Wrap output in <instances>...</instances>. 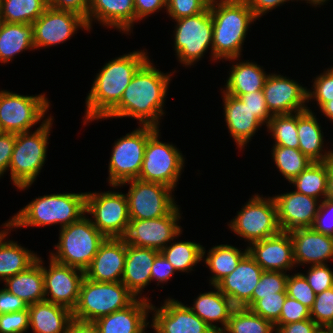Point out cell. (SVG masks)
I'll return each instance as SVG.
<instances>
[{
    "mask_svg": "<svg viewBox=\"0 0 333 333\" xmlns=\"http://www.w3.org/2000/svg\"><path fill=\"white\" fill-rule=\"evenodd\" d=\"M169 73L159 71L148 59L134 74L120 102L103 119L131 117L140 126L160 128L168 86L175 71Z\"/></svg>",
    "mask_w": 333,
    "mask_h": 333,
    "instance_id": "obj_1",
    "label": "cell"
},
{
    "mask_svg": "<svg viewBox=\"0 0 333 333\" xmlns=\"http://www.w3.org/2000/svg\"><path fill=\"white\" fill-rule=\"evenodd\" d=\"M149 59L144 50L108 61L97 73L86 98L83 125L102 120L121 100L137 70Z\"/></svg>",
    "mask_w": 333,
    "mask_h": 333,
    "instance_id": "obj_2",
    "label": "cell"
},
{
    "mask_svg": "<svg viewBox=\"0 0 333 333\" xmlns=\"http://www.w3.org/2000/svg\"><path fill=\"white\" fill-rule=\"evenodd\" d=\"M213 57L216 61L241 57L251 24L259 20L245 0H212Z\"/></svg>",
    "mask_w": 333,
    "mask_h": 333,
    "instance_id": "obj_3",
    "label": "cell"
},
{
    "mask_svg": "<svg viewBox=\"0 0 333 333\" xmlns=\"http://www.w3.org/2000/svg\"><path fill=\"white\" fill-rule=\"evenodd\" d=\"M86 212L85 193H54L36 197L9 220L12 229L60 225L80 220Z\"/></svg>",
    "mask_w": 333,
    "mask_h": 333,
    "instance_id": "obj_4",
    "label": "cell"
},
{
    "mask_svg": "<svg viewBox=\"0 0 333 333\" xmlns=\"http://www.w3.org/2000/svg\"><path fill=\"white\" fill-rule=\"evenodd\" d=\"M52 116H45L35 131L16 133L14 150L8 170L17 190L29 189L34 183L47 157L48 140L53 124Z\"/></svg>",
    "mask_w": 333,
    "mask_h": 333,
    "instance_id": "obj_5",
    "label": "cell"
},
{
    "mask_svg": "<svg viewBox=\"0 0 333 333\" xmlns=\"http://www.w3.org/2000/svg\"><path fill=\"white\" fill-rule=\"evenodd\" d=\"M88 217L85 214L80 220L60 228L58 243L54 245L56 252L50 253L52 259L83 271L90 266L106 237Z\"/></svg>",
    "mask_w": 333,
    "mask_h": 333,
    "instance_id": "obj_6",
    "label": "cell"
},
{
    "mask_svg": "<svg viewBox=\"0 0 333 333\" xmlns=\"http://www.w3.org/2000/svg\"><path fill=\"white\" fill-rule=\"evenodd\" d=\"M136 297L122 282H97L84 277L73 318L95 322L129 306Z\"/></svg>",
    "mask_w": 333,
    "mask_h": 333,
    "instance_id": "obj_7",
    "label": "cell"
},
{
    "mask_svg": "<svg viewBox=\"0 0 333 333\" xmlns=\"http://www.w3.org/2000/svg\"><path fill=\"white\" fill-rule=\"evenodd\" d=\"M174 50L178 62L191 66L202 60L210 47L213 57V18L210 7L204 12L175 20Z\"/></svg>",
    "mask_w": 333,
    "mask_h": 333,
    "instance_id": "obj_8",
    "label": "cell"
},
{
    "mask_svg": "<svg viewBox=\"0 0 333 333\" xmlns=\"http://www.w3.org/2000/svg\"><path fill=\"white\" fill-rule=\"evenodd\" d=\"M138 127L114 142L108 165L107 181L110 186H119L139 177L147 140L158 128Z\"/></svg>",
    "mask_w": 333,
    "mask_h": 333,
    "instance_id": "obj_9",
    "label": "cell"
},
{
    "mask_svg": "<svg viewBox=\"0 0 333 333\" xmlns=\"http://www.w3.org/2000/svg\"><path fill=\"white\" fill-rule=\"evenodd\" d=\"M229 228L236 235L252 244L278 234L281 229L273 197L255 193L232 219Z\"/></svg>",
    "mask_w": 333,
    "mask_h": 333,
    "instance_id": "obj_10",
    "label": "cell"
},
{
    "mask_svg": "<svg viewBox=\"0 0 333 333\" xmlns=\"http://www.w3.org/2000/svg\"><path fill=\"white\" fill-rule=\"evenodd\" d=\"M159 131L158 128L147 140L141 172L137 179L161 183L174 190L186 158L174 144L160 141Z\"/></svg>",
    "mask_w": 333,
    "mask_h": 333,
    "instance_id": "obj_11",
    "label": "cell"
},
{
    "mask_svg": "<svg viewBox=\"0 0 333 333\" xmlns=\"http://www.w3.org/2000/svg\"><path fill=\"white\" fill-rule=\"evenodd\" d=\"M85 214L106 238H124L128 231V200L122 192H86Z\"/></svg>",
    "mask_w": 333,
    "mask_h": 333,
    "instance_id": "obj_12",
    "label": "cell"
},
{
    "mask_svg": "<svg viewBox=\"0 0 333 333\" xmlns=\"http://www.w3.org/2000/svg\"><path fill=\"white\" fill-rule=\"evenodd\" d=\"M45 93L20 95L7 90L0 91V128L2 132H29L44 119L50 108Z\"/></svg>",
    "mask_w": 333,
    "mask_h": 333,
    "instance_id": "obj_13",
    "label": "cell"
},
{
    "mask_svg": "<svg viewBox=\"0 0 333 333\" xmlns=\"http://www.w3.org/2000/svg\"><path fill=\"white\" fill-rule=\"evenodd\" d=\"M126 184H130L126 193L130 219L163 217L177 205L172 194L175 190L164 184L133 179L112 187L117 189Z\"/></svg>",
    "mask_w": 333,
    "mask_h": 333,
    "instance_id": "obj_14",
    "label": "cell"
},
{
    "mask_svg": "<svg viewBox=\"0 0 333 333\" xmlns=\"http://www.w3.org/2000/svg\"><path fill=\"white\" fill-rule=\"evenodd\" d=\"M178 206L176 205L163 217L147 220L130 219L128 231L124 237L126 243L161 251L174 241V238L177 239L182 234L183 230L179 224L182 214Z\"/></svg>",
    "mask_w": 333,
    "mask_h": 333,
    "instance_id": "obj_15",
    "label": "cell"
},
{
    "mask_svg": "<svg viewBox=\"0 0 333 333\" xmlns=\"http://www.w3.org/2000/svg\"><path fill=\"white\" fill-rule=\"evenodd\" d=\"M34 48H48L71 39L78 29L89 30L86 20L73 12L47 7L43 14L32 23Z\"/></svg>",
    "mask_w": 333,
    "mask_h": 333,
    "instance_id": "obj_16",
    "label": "cell"
},
{
    "mask_svg": "<svg viewBox=\"0 0 333 333\" xmlns=\"http://www.w3.org/2000/svg\"><path fill=\"white\" fill-rule=\"evenodd\" d=\"M49 258V266H43L45 300L73 311L79 300L85 271Z\"/></svg>",
    "mask_w": 333,
    "mask_h": 333,
    "instance_id": "obj_17",
    "label": "cell"
},
{
    "mask_svg": "<svg viewBox=\"0 0 333 333\" xmlns=\"http://www.w3.org/2000/svg\"><path fill=\"white\" fill-rule=\"evenodd\" d=\"M160 308L151 304L152 323L156 333H216L189 307L173 298L164 300ZM154 311V312H153Z\"/></svg>",
    "mask_w": 333,
    "mask_h": 333,
    "instance_id": "obj_18",
    "label": "cell"
},
{
    "mask_svg": "<svg viewBox=\"0 0 333 333\" xmlns=\"http://www.w3.org/2000/svg\"><path fill=\"white\" fill-rule=\"evenodd\" d=\"M262 90L272 115L292 114L308 109V89L286 76L269 74Z\"/></svg>",
    "mask_w": 333,
    "mask_h": 333,
    "instance_id": "obj_19",
    "label": "cell"
},
{
    "mask_svg": "<svg viewBox=\"0 0 333 333\" xmlns=\"http://www.w3.org/2000/svg\"><path fill=\"white\" fill-rule=\"evenodd\" d=\"M273 198L281 231L290 232L313 226L321 203L319 199L295 190L275 195Z\"/></svg>",
    "mask_w": 333,
    "mask_h": 333,
    "instance_id": "obj_20",
    "label": "cell"
},
{
    "mask_svg": "<svg viewBox=\"0 0 333 333\" xmlns=\"http://www.w3.org/2000/svg\"><path fill=\"white\" fill-rule=\"evenodd\" d=\"M249 255L264 271H287L295 268L293 243L289 232L254 242L247 246Z\"/></svg>",
    "mask_w": 333,
    "mask_h": 333,
    "instance_id": "obj_21",
    "label": "cell"
},
{
    "mask_svg": "<svg viewBox=\"0 0 333 333\" xmlns=\"http://www.w3.org/2000/svg\"><path fill=\"white\" fill-rule=\"evenodd\" d=\"M263 269L247 253L231 274L223 278L216 286L229 298L236 308H244L252 299Z\"/></svg>",
    "mask_w": 333,
    "mask_h": 333,
    "instance_id": "obj_22",
    "label": "cell"
},
{
    "mask_svg": "<svg viewBox=\"0 0 333 333\" xmlns=\"http://www.w3.org/2000/svg\"><path fill=\"white\" fill-rule=\"evenodd\" d=\"M125 257V239L106 238L85 270V277L97 282H121Z\"/></svg>",
    "mask_w": 333,
    "mask_h": 333,
    "instance_id": "obj_23",
    "label": "cell"
},
{
    "mask_svg": "<svg viewBox=\"0 0 333 333\" xmlns=\"http://www.w3.org/2000/svg\"><path fill=\"white\" fill-rule=\"evenodd\" d=\"M295 266L327 264L333 258V237L315 231L312 227L289 232ZM298 265V266H297Z\"/></svg>",
    "mask_w": 333,
    "mask_h": 333,
    "instance_id": "obj_24",
    "label": "cell"
},
{
    "mask_svg": "<svg viewBox=\"0 0 333 333\" xmlns=\"http://www.w3.org/2000/svg\"><path fill=\"white\" fill-rule=\"evenodd\" d=\"M97 21L107 28L130 34L136 22L134 0H89L87 26Z\"/></svg>",
    "mask_w": 333,
    "mask_h": 333,
    "instance_id": "obj_25",
    "label": "cell"
},
{
    "mask_svg": "<svg viewBox=\"0 0 333 333\" xmlns=\"http://www.w3.org/2000/svg\"><path fill=\"white\" fill-rule=\"evenodd\" d=\"M223 109L228 133L234 139L237 148L242 150L250 142L260 127L264 124L255 116L254 112L239 98L221 92Z\"/></svg>",
    "mask_w": 333,
    "mask_h": 333,
    "instance_id": "obj_26",
    "label": "cell"
},
{
    "mask_svg": "<svg viewBox=\"0 0 333 333\" xmlns=\"http://www.w3.org/2000/svg\"><path fill=\"white\" fill-rule=\"evenodd\" d=\"M160 251L141 248L126 243V257L121 282L139 299L151 301L142 296V291L151 283V270L155 257Z\"/></svg>",
    "mask_w": 333,
    "mask_h": 333,
    "instance_id": "obj_27",
    "label": "cell"
},
{
    "mask_svg": "<svg viewBox=\"0 0 333 333\" xmlns=\"http://www.w3.org/2000/svg\"><path fill=\"white\" fill-rule=\"evenodd\" d=\"M151 302L136 298L126 308L97 319L94 323L100 333H146Z\"/></svg>",
    "mask_w": 333,
    "mask_h": 333,
    "instance_id": "obj_28",
    "label": "cell"
},
{
    "mask_svg": "<svg viewBox=\"0 0 333 333\" xmlns=\"http://www.w3.org/2000/svg\"><path fill=\"white\" fill-rule=\"evenodd\" d=\"M215 291L204 292L194 299L193 306L189 308L202 319L213 331L221 333L227 326L228 320L236 308L219 288L212 286ZM213 322V323H212ZM219 322L222 327H219Z\"/></svg>",
    "mask_w": 333,
    "mask_h": 333,
    "instance_id": "obj_29",
    "label": "cell"
},
{
    "mask_svg": "<svg viewBox=\"0 0 333 333\" xmlns=\"http://www.w3.org/2000/svg\"><path fill=\"white\" fill-rule=\"evenodd\" d=\"M28 310L33 333H67L73 320L71 310L46 300L29 305Z\"/></svg>",
    "mask_w": 333,
    "mask_h": 333,
    "instance_id": "obj_30",
    "label": "cell"
},
{
    "mask_svg": "<svg viewBox=\"0 0 333 333\" xmlns=\"http://www.w3.org/2000/svg\"><path fill=\"white\" fill-rule=\"evenodd\" d=\"M229 61L239 60L232 64L229 71V77L226 80L225 88L222 90L231 96L239 97L242 94L256 92L263 89L266 78L269 74L264 71L263 66L256 62H244L238 58L228 59Z\"/></svg>",
    "mask_w": 333,
    "mask_h": 333,
    "instance_id": "obj_31",
    "label": "cell"
},
{
    "mask_svg": "<svg viewBox=\"0 0 333 333\" xmlns=\"http://www.w3.org/2000/svg\"><path fill=\"white\" fill-rule=\"evenodd\" d=\"M38 257L37 261L25 271L6 278L5 289L21 298L28 305L45 300V285L43 275V260Z\"/></svg>",
    "mask_w": 333,
    "mask_h": 333,
    "instance_id": "obj_32",
    "label": "cell"
},
{
    "mask_svg": "<svg viewBox=\"0 0 333 333\" xmlns=\"http://www.w3.org/2000/svg\"><path fill=\"white\" fill-rule=\"evenodd\" d=\"M310 108L297 112L299 149L313 162H325L328 151L324 148L322 127Z\"/></svg>",
    "mask_w": 333,
    "mask_h": 333,
    "instance_id": "obj_33",
    "label": "cell"
},
{
    "mask_svg": "<svg viewBox=\"0 0 333 333\" xmlns=\"http://www.w3.org/2000/svg\"><path fill=\"white\" fill-rule=\"evenodd\" d=\"M35 50L32 24H0V63L12 62L13 58L23 51Z\"/></svg>",
    "mask_w": 333,
    "mask_h": 333,
    "instance_id": "obj_34",
    "label": "cell"
},
{
    "mask_svg": "<svg viewBox=\"0 0 333 333\" xmlns=\"http://www.w3.org/2000/svg\"><path fill=\"white\" fill-rule=\"evenodd\" d=\"M207 252L206 256V250L203 247L202 260L205 261L206 267H208L212 273L209 283L211 286H215L236 269L240 260L248 253V249L246 247L245 250L241 251L235 246L221 244L213 246Z\"/></svg>",
    "mask_w": 333,
    "mask_h": 333,
    "instance_id": "obj_35",
    "label": "cell"
},
{
    "mask_svg": "<svg viewBox=\"0 0 333 333\" xmlns=\"http://www.w3.org/2000/svg\"><path fill=\"white\" fill-rule=\"evenodd\" d=\"M8 234L0 239V281L25 271L38 259L34 251L22 247L17 241L6 240Z\"/></svg>",
    "mask_w": 333,
    "mask_h": 333,
    "instance_id": "obj_36",
    "label": "cell"
},
{
    "mask_svg": "<svg viewBox=\"0 0 333 333\" xmlns=\"http://www.w3.org/2000/svg\"><path fill=\"white\" fill-rule=\"evenodd\" d=\"M327 178V164L325 162H312L290 184L295 186V191L322 201L326 198Z\"/></svg>",
    "mask_w": 333,
    "mask_h": 333,
    "instance_id": "obj_37",
    "label": "cell"
},
{
    "mask_svg": "<svg viewBox=\"0 0 333 333\" xmlns=\"http://www.w3.org/2000/svg\"><path fill=\"white\" fill-rule=\"evenodd\" d=\"M47 7V0H3L0 20L8 23L32 24Z\"/></svg>",
    "mask_w": 333,
    "mask_h": 333,
    "instance_id": "obj_38",
    "label": "cell"
},
{
    "mask_svg": "<svg viewBox=\"0 0 333 333\" xmlns=\"http://www.w3.org/2000/svg\"><path fill=\"white\" fill-rule=\"evenodd\" d=\"M160 253L177 272L188 273L202 261L203 245L191 241L170 242Z\"/></svg>",
    "mask_w": 333,
    "mask_h": 333,
    "instance_id": "obj_39",
    "label": "cell"
},
{
    "mask_svg": "<svg viewBox=\"0 0 333 333\" xmlns=\"http://www.w3.org/2000/svg\"><path fill=\"white\" fill-rule=\"evenodd\" d=\"M274 324L248 308H235L221 333H274Z\"/></svg>",
    "mask_w": 333,
    "mask_h": 333,
    "instance_id": "obj_40",
    "label": "cell"
},
{
    "mask_svg": "<svg viewBox=\"0 0 333 333\" xmlns=\"http://www.w3.org/2000/svg\"><path fill=\"white\" fill-rule=\"evenodd\" d=\"M271 152L278 171L289 183L313 162L300 149L273 146Z\"/></svg>",
    "mask_w": 333,
    "mask_h": 333,
    "instance_id": "obj_41",
    "label": "cell"
},
{
    "mask_svg": "<svg viewBox=\"0 0 333 333\" xmlns=\"http://www.w3.org/2000/svg\"><path fill=\"white\" fill-rule=\"evenodd\" d=\"M267 130L273 136V146L299 149L297 133V112L273 115L267 124Z\"/></svg>",
    "mask_w": 333,
    "mask_h": 333,
    "instance_id": "obj_42",
    "label": "cell"
},
{
    "mask_svg": "<svg viewBox=\"0 0 333 333\" xmlns=\"http://www.w3.org/2000/svg\"><path fill=\"white\" fill-rule=\"evenodd\" d=\"M288 275L281 271H263L260 280L253 290L251 301L244 307L250 308L262 296H278V293L287 292Z\"/></svg>",
    "mask_w": 333,
    "mask_h": 333,
    "instance_id": "obj_43",
    "label": "cell"
},
{
    "mask_svg": "<svg viewBox=\"0 0 333 333\" xmlns=\"http://www.w3.org/2000/svg\"><path fill=\"white\" fill-rule=\"evenodd\" d=\"M310 317L320 328H333V287L316 295Z\"/></svg>",
    "mask_w": 333,
    "mask_h": 333,
    "instance_id": "obj_44",
    "label": "cell"
},
{
    "mask_svg": "<svg viewBox=\"0 0 333 333\" xmlns=\"http://www.w3.org/2000/svg\"><path fill=\"white\" fill-rule=\"evenodd\" d=\"M286 297L287 292L278 293V296H262V299L257 300L249 309L275 324L280 319Z\"/></svg>",
    "mask_w": 333,
    "mask_h": 333,
    "instance_id": "obj_45",
    "label": "cell"
},
{
    "mask_svg": "<svg viewBox=\"0 0 333 333\" xmlns=\"http://www.w3.org/2000/svg\"><path fill=\"white\" fill-rule=\"evenodd\" d=\"M286 291L289 297L299 301L308 309L313 307L316 294L300 272L288 275Z\"/></svg>",
    "mask_w": 333,
    "mask_h": 333,
    "instance_id": "obj_46",
    "label": "cell"
},
{
    "mask_svg": "<svg viewBox=\"0 0 333 333\" xmlns=\"http://www.w3.org/2000/svg\"><path fill=\"white\" fill-rule=\"evenodd\" d=\"M314 87V88H313ZM312 90L308 89V102L315 99L319 108L333 98V67L327 68L314 78Z\"/></svg>",
    "mask_w": 333,
    "mask_h": 333,
    "instance_id": "obj_47",
    "label": "cell"
},
{
    "mask_svg": "<svg viewBox=\"0 0 333 333\" xmlns=\"http://www.w3.org/2000/svg\"><path fill=\"white\" fill-rule=\"evenodd\" d=\"M212 0H167V13L173 20L204 12Z\"/></svg>",
    "mask_w": 333,
    "mask_h": 333,
    "instance_id": "obj_48",
    "label": "cell"
},
{
    "mask_svg": "<svg viewBox=\"0 0 333 333\" xmlns=\"http://www.w3.org/2000/svg\"><path fill=\"white\" fill-rule=\"evenodd\" d=\"M328 264L310 265L307 273H301L317 295L333 287V271Z\"/></svg>",
    "mask_w": 333,
    "mask_h": 333,
    "instance_id": "obj_49",
    "label": "cell"
},
{
    "mask_svg": "<svg viewBox=\"0 0 333 333\" xmlns=\"http://www.w3.org/2000/svg\"><path fill=\"white\" fill-rule=\"evenodd\" d=\"M306 319H311L310 309L287 295L280 314V319L274 325H285Z\"/></svg>",
    "mask_w": 333,
    "mask_h": 333,
    "instance_id": "obj_50",
    "label": "cell"
},
{
    "mask_svg": "<svg viewBox=\"0 0 333 333\" xmlns=\"http://www.w3.org/2000/svg\"><path fill=\"white\" fill-rule=\"evenodd\" d=\"M29 310L0 314V333H26L29 327Z\"/></svg>",
    "mask_w": 333,
    "mask_h": 333,
    "instance_id": "obj_51",
    "label": "cell"
},
{
    "mask_svg": "<svg viewBox=\"0 0 333 333\" xmlns=\"http://www.w3.org/2000/svg\"><path fill=\"white\" fill-rule=\"evenodd\" d=\"M243 103L254 112L255 116L265 125L269 123L272 114L269 112L263 90L249 92L238 97Z\"/></svg>",
    "mask_w": 333,
    "mask_h": 333,
    "instance_id": "obj_52",
    "label": "cell"
},
{
    "mask_svg": "<svg viewBox=\"0 0 333 333\" xmlns=\"http://www.w3.org/2000/svg\"><path fill=\"white\" fill-rule=\"evenodd\" d=\"M312 228L333 237V200L325 198L321 201Z\"/></svg>",
    "mask_w": 333,
    "mask_h": 333,
    "instance_id": "obj_53",
    "label": "cell"
},
{
    "mask_svg": "<svg viewBox=\"0 0 333 333\" xmlns=\"http://www.w3.org/2000/svg\"><path fill=\"white\" fill-rule=\"evenodd\" d=\"M176 272L172 264L159 253L153 262L151 270V281H157V286L159 283H168L172 275Z\"/></svg>",
    "mask_w": 333,
    "mask_h": 333,
    "instance_id": "obj_54",
    "label": "cell"
},
{
    "mask_svg": "<svg viewBox=\"0 0 333 333\" xmlns=\"http://www.w3.org/2000/svg\"><path fill=\"white\" fill-rule=\"evenodd\" d=\"M15 140L16 133L2 132L0 134V177L8 171Z\"/></svg>",
    "mask_w": 333,
    "mask_h": 333,
    "instance_id": "obj_55",
    "label": "cell"
},
{
    "mask_svg": "<svg viewBox=\"0 0 333 333\" xmlns=\"http://www.w3.org/2000/svg\"><path fill=\"white\" fill-rule=\"evenodd\" d=\"M48 6L54 9L70 11L82 16L87 23L89 0H47Z\"/></svg>",
    "mask_w": 333,
    "mask_h": 333,
    "instance_id": "obj_56",
    "label": "cell"
},
{
    "mask_svg": "<svg viewBox=\"0 0 333 333\" xmlns=\"http://www.w3.org/2000/svg\"><path fill=\"white\" fill-rule=\"evenodd\" d=\"M28 306L21 298L8 292L5 288L0 289V314L27 310Z\"/></svg>",
    "mask_w": 333,
    "mask_h": 333,
    "instance_id": "obj_57",
    "label": "cell"
},
{
    "mask_svg": "<svg viewBox=\"0 0 333 333\" xmlns=\"http://www.w3.org/2000/svg\"><path fill=\"white\" fill-rule=\"evenodd\" d=\"M136 22L150 17L151 14L159 12L162 8L167 9V0H134Z\"/></svg>",
    "mask_w": 333,
    "mask_h": 333,
    "instance_id": "obj_58",
    "label": "cell"
},
{
    "mask_svg": "<svg viewBox=\"0 0 333 333\" xmlns=\"http://www.w3.org/2000/svg\"><path fill=\"white\" fill-rule=\"evenodd\" d=\"M274 326L276 329L275 333H316L320 329L312 319Z\"/></svg>",
    "mask_w": 333,
    "mask_h": 333,
    "instance_id": "obj_59",
    "label": "cell"
},
{
    "mask_svg": "<svg viewBox=\"0 0 333 333\" xmlns=\"http://www.w3.org/2000/svg\"><path fill=\"white\" fill-rule=\"evenodd\" d=\"M249 5V8L254 13L255 17L258 19L262 15H266L269 10H273L274 8H278V6H282L285 2L290 0H245ZM294 1V0H291ZM298 1V0H296Z\"/></svg>",
    "mask_w": 333,
    "mask_h": 333,
    "instance_id": "obj_60",
    "label": "cell"
},
{
    "mask_svg": "<svg viewBox=\"0 0 333 333\" xmlns=\"http://www.w3.org/2000/svg\"><path fill=\"white\" fill-rule=\"evenodd\" d=\"M67 333H100L94 322L74 319L69 324Z\"/></svg>",
    "mask_w": 333,
    "mask_h": 333,
    "instance_id": "obj_61",
    "label": "cell"
},
{
    "mask_svg": "<svg viewBox=\"0 0 333 333\" xmlns=\"http://www.w3.org/2000/svg\"><path fill=\"white\" fill-rule=\"evenodd\" d=\"M325 163L328 166L326 199L333 200V159H327Z\"/></svg>",
    "mask_w": 333,
    "mask_h": 333,
    "instance_id": "obj_62",
    "label": "cell"
},
{
    "mask_svg": "<svg viewBox=\"0 0 333 333\" xmlns=\"http://www.w3.org/2000/svg\"><path fill=\"white\" fill-rule=\"evenodd\" d=\"M319 109L325 117L333 122V98L331 101L325 102Z\"/></svg>",
    "mask_w": 333,
    "mask_h": 333,
    "instance_id": "obj_63",
    "label": "cell"
},
{
    "mask_svg": "<svg viewBox=\"0 0 333 333\" xmlns=\"http://www.w3.org/2000/svg\"><path fill=\"white\" fill-rule=\"evenodd\" d=\"M1 226H4L5 228L3 230H0V239L7 233L12 230L11 222L10 220H7L4 224Z\"/></svg>",
    "mask_w": 333,
    "mask_h": 333,
    "instance_id": "obj_64",
    "label": "cell"
},
{
    "mask_svg": "<svg viewBox=\"0 0 333 333\" xmlns=\"http://www.w3.org/2000/svg\"><path fill=\"white\" fill-rule=\"evenodd\" d=\"M299 1V0H298ZM300 1H306V3H309L310 5H314L317 7L318 5H324L329 0H300Z\"/></svg>",
    "mask_w": 333,
    "mask_h": 333,
    "instance_id": "obj_65",
    "label": "cell"
},
{
    "mask_svg": "<svg viewBox=\"0 0 333 333\" xmlns=\"http://www.w3.org/2000/svg\"><path fill=\"white\" fill-rule=\"evenodd\" d=\"M316 333H333V328H320Z\"/></svg>",
    "mask_w": 333,
    "mask_h": 333,
    "instance_id": "obj_66",
    "label": "cell"
},
{
    "mask_svg": "<svg viewBox=\"0 0 333 333\" xmlns=\"http://www.w3.org/2000/svg\"><path fill=\"white\" fill-rule=\"evenodd\" d=\"M327 159H333V149L332 150H328V156Z\"/></svg>",
    "mask_w": 333,
    "mask_h": 333,
    "instance_id": "obj_67",
    "label": "cell"
}]
</instances>
